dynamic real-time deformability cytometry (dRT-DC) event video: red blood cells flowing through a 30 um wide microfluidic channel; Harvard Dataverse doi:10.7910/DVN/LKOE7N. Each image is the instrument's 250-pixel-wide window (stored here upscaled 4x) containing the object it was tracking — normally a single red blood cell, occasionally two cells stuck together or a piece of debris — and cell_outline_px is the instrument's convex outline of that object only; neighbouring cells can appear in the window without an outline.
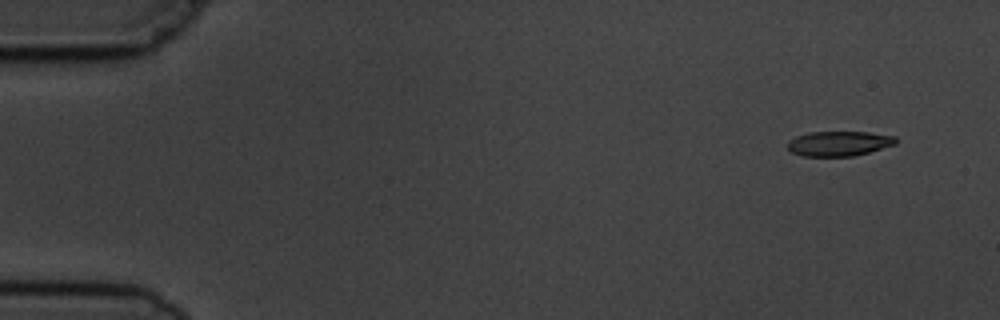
{"species": "common noctule bat (a hibernating species)", "species_latin": "Nyctalus noctula", "temperature_condition": "cold", "stored_images_in_passage": 8, "camera_frame_rate_fps": 3000, "um_per_image_px": 0.085, "animal": {"sex": "male", "body_mass_g": 19.5, "forearm_length_mm": 54.6}, "frame": {"image": 1, "passage_image": 1, "time_ms": 0.0, "image_size_px": [1000, 320], "cell_outline_px": [[896, 144], [868, 152], [852, 156], [804, 156], [792, 152], [788, 148], [788, 140], [796, 136], [812, 132], [868, 132], [896, 136]], "centroid_in_image_um": [71.31, 12.19], "position_along_channel_um": 13.7, "area_um2": 15.55}}
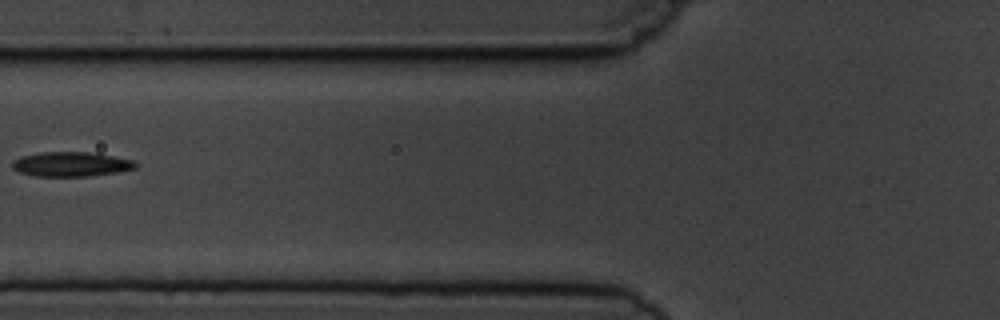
{"frame": {"image": 2, "passage_image": 6, "time_ms": 6.0, "image_size_px": [1000, 320], "cell_outline_px": [[136, 168], [116, 172], [88, 176], [36, 176], [20, 172], [12, 168], [12, 160], [24, 156], [40, 152], [96, 152], [136, 160]], "centroid_in_image_um": [6.08, 13.94], "position_along_channel_um": 119.7, "area_um2": 17.74}}
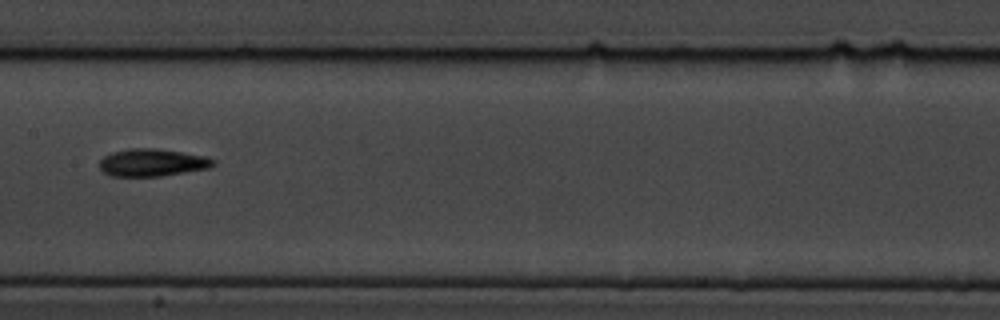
{"frame": {"image": 3, "passage_image": 8, "time_ms": 8.0, "image_size_px": [1000, 320], "cell_outline_px": [[216, 164], [208, 168], [160, 176], [112, 176], [104, 172], [100, 168], [100, 160], [104, 156], [112, 152], [128, 148], [156, 148], [208, 156], [216, 160]], "centroid_in_image_um": [12.96, 13.8], "position_along_channel_um": 194.4, "area_um2": 18.26}}